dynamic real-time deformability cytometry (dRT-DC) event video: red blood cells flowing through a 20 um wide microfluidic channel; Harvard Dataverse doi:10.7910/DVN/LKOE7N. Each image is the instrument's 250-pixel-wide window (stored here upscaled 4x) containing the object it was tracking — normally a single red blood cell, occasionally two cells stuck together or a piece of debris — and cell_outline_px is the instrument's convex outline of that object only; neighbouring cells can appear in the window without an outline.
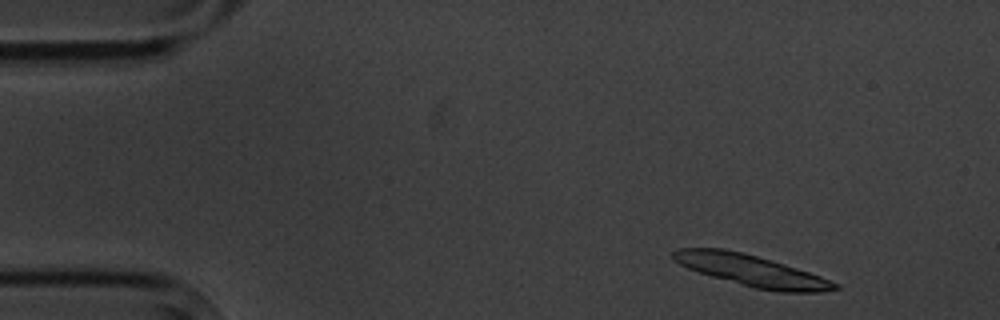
{"species": "common noctule bat (a hibernating species)", "species_latin": "Nyctalus noctula", "temperature_condition": "cold", "stored_images_in_passage": 5, "camera_frame_rate_fps": 3000, "um_per_image_px": 0.085, "animal": {"sex": "male", "body_mass_g": 20.1, "forearm_length_mm": 53.5}, "frame": {"image": 1, "passage_image": 2, "time_ms": 1.0, "image_size_px": [1000, 320], "cell_outline_px": [[840, 288], [820, 292], [780, 292], [756, 288], [740, 284], [712, 276], [688, 268], [680, 264], [672, 256], [672, 252], [680, 248], [724, 248], [744, 252], [784, 264], [820, 276], [840, 284]], "centroid_in_image_um": [63.9, 22.99], "position_along_channel_um": 21.1, "area_um2": 29.19}}